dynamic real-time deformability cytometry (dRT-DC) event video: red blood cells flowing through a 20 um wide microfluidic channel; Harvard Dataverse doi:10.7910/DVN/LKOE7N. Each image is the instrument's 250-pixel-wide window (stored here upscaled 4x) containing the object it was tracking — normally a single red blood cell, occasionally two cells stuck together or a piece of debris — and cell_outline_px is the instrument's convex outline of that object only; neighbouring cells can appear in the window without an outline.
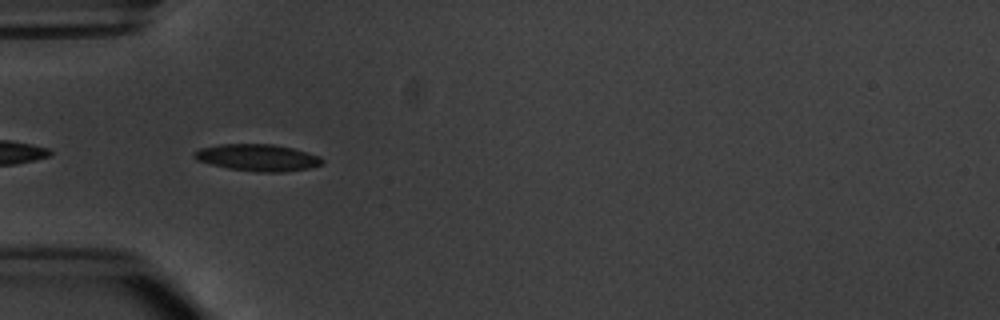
{"species": "common noctule bat (a hibernating species)", "species_latin": "Nyctalus noctula", "temperature_condition": "warm", "stored_images_in_passage": 9, "camera_frame_rate_fps": 3000, "um_per_image_px": 0.085, "animal": {"sex": "male", "body_mass_g": 20.1, "forearm_length_mm": 53.5}, "frame": {"image": 1, "passage_image": 2, "time_ms": 0.333, "image_size_px": [1000, 320], "cell_outline_px": [[324, 164], [308, 168], [284, 172], [256, 172], [228, 168], [196, 160], [192, 156], [192, 152], [200, 148], [220, 144], [272, 144], [292, 148], [320, 156], [324, 160]], "centroid_in_image_um": [21.89, 13.4], "position_along_channel_um": 63.1, "area_um2": 20.06}}